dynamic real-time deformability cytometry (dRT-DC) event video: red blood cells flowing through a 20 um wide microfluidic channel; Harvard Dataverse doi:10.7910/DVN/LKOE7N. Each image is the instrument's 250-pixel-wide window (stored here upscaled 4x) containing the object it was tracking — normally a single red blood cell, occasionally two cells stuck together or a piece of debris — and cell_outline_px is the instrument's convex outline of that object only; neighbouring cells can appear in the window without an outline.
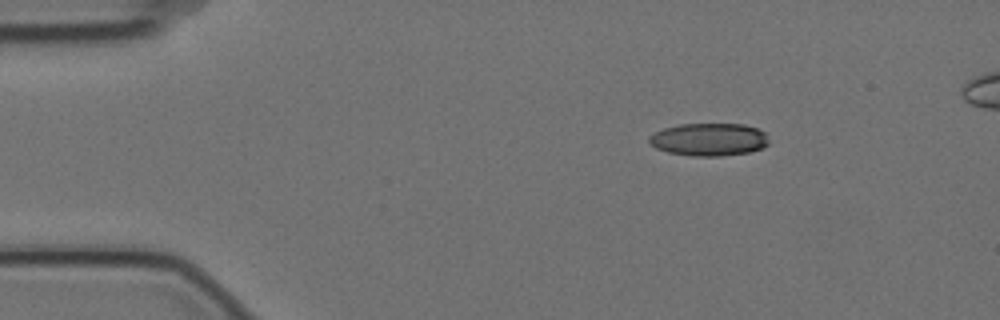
{"species": "Egyptian fruit bat (a non-hibernating species)", "species_latin": "Rousettus aegyptiacus", "temperature_condition": "cold", "stored_images_in_passage": 4, "camera_frame_rate_fps": 3000, "um_per_image_px": 0.085, "animal": {"sex": "female"}, "frame": {"image": 1, "passage_image": 1, "time_ms": 0.0, "image_size_px": [1000, 320], "cell_outline_px": [[768, 144], [760, 148], [748, 152], [720, 156], [692, 156], [668, 152], [656, 148], [648, 140], [648, 136], [664, 128], [680, 124], [744, 124], [760, 128], [764, 132], [768, 140]], "centroid_in_image_um": [60.27, 11.85], "position_along_channel_um": 24.7, "area_um2": 22.77}}